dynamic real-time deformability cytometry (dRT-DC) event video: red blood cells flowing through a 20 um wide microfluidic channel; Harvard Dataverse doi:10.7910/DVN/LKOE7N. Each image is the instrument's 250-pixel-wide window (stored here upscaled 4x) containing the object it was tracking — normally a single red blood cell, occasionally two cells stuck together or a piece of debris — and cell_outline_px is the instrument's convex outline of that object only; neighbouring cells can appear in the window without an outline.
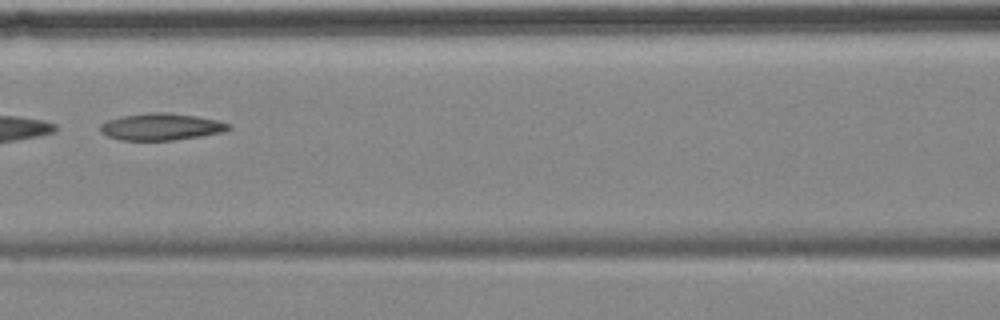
{"species": "common noctule bat (a hibernating species)", "species_latin": "Nyctalus noctula", "temperature_condition": "cold", "stored_images_in_passage": 8, "segment_of_instrument_passage": [1, 2], "camera_frame_rate_fps": 3000, "um_per_image_px": 0.085, "animal": {"sex": "female", "body_mass_g": 18.4}, "frame": {"image": 1, "passage_image": 6, "time_ms": 5.667, "image_size_px": [1000, 320], "cell_outline_px": [[232, 128], [224, 132], [200, 136], [172, 140], [120, 140], [108, 136], [100, 132], [100, 124], [108, 120], [120, 116], [148, 112], [168, 112], [196, 116], [216, 120], [228, 124]], "centroid_in_image_um": [13.67, 10.77], "position_along_channel_um": 152.9, "area_um2": 20.11}}
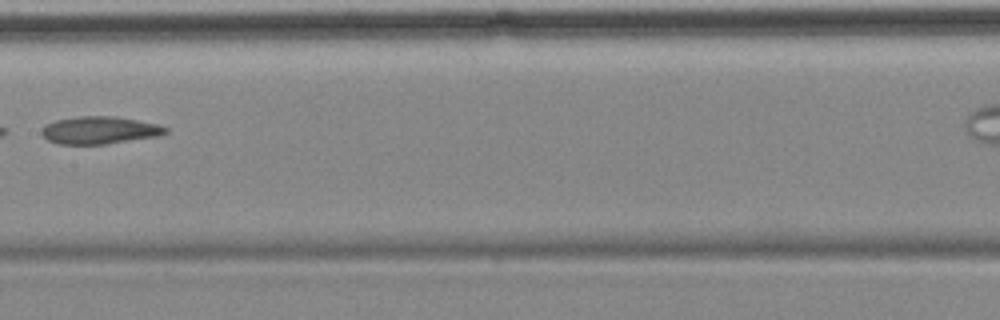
{"frame": {"image": 2, "passage_image": 7, "time_ms": 7.0, "image_size_px": [1000, 320], "cell_outline_px": [[168, 132], [156, 136], [104, 144], [60, 144], [48, 140], [40, 132], [40, 128], [56, 120], [80, 116], [116, 116], [160, 124], [168, 128]], "centroid_in_image_um": [8.47, 11.06], "position_along_channel_um": 198.9, "area_um2": 19.77}}